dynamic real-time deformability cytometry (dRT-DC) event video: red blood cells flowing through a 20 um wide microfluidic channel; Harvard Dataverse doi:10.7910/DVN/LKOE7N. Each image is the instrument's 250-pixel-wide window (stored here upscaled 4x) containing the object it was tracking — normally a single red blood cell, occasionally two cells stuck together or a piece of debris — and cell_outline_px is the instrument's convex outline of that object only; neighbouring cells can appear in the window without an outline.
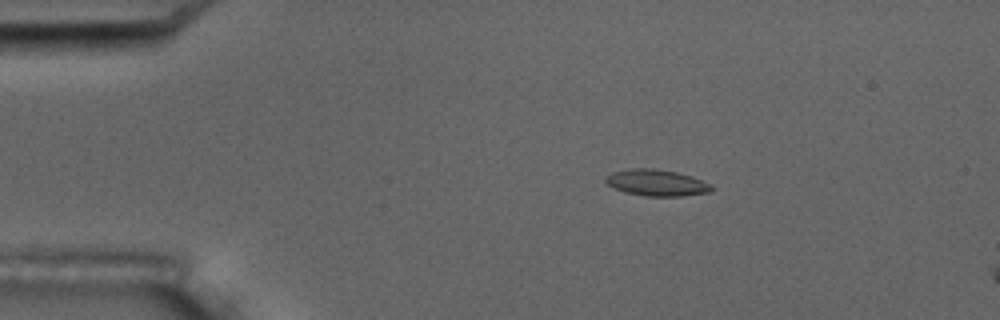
{"species": "common noctule bat (a hibernating species)", "species_latin": "Nyctalus noctula", "temperature_condition": "room temperature", "stored_images_in_passage": 5, "camera_frame_rate_fps": 3000, "um_per_image_px": 0.085, "animal": {"sex": "male", "body_mass_g": 17.5, "forearm_length_mm": 52.3}, "frame": {"image": 1, "passage_image": 3, "time_ms": 2.333, "image_size_px": [1000, 320], "cell_outline_px": [[712, 188], [708, 192], [680, 196], [644, 196], [624, 192], [608, 184], [604, 180], [604, 176], [612, 172], [628, 168], [652, 168], [676, 172], [692, 176], [712, 184]], "centroid_in_image_um": [55.77, 15.52], "position_along_channel_um": 29.2, "area_um2": 16.3}}
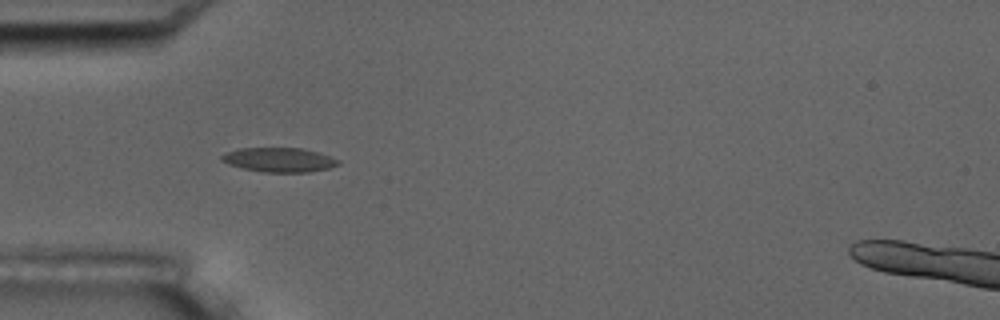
{"frame": {"image": 2, "passage_image": 5, "time_ms": 4.667, "image_size_px": [1000, 320], "cell_outline_px": [[340, 164], [328, 168], [308, 172], [264, 172], [244, 168], [228, 164], [220, 160], [220, 156], [224, 152], [240, 148], [300, 148], [316, 152], [340, 160]], "centroid_in_image_um": [23.68, 13.58], "position_along_channel_um": 61.3, "area_um2": 16.42}}